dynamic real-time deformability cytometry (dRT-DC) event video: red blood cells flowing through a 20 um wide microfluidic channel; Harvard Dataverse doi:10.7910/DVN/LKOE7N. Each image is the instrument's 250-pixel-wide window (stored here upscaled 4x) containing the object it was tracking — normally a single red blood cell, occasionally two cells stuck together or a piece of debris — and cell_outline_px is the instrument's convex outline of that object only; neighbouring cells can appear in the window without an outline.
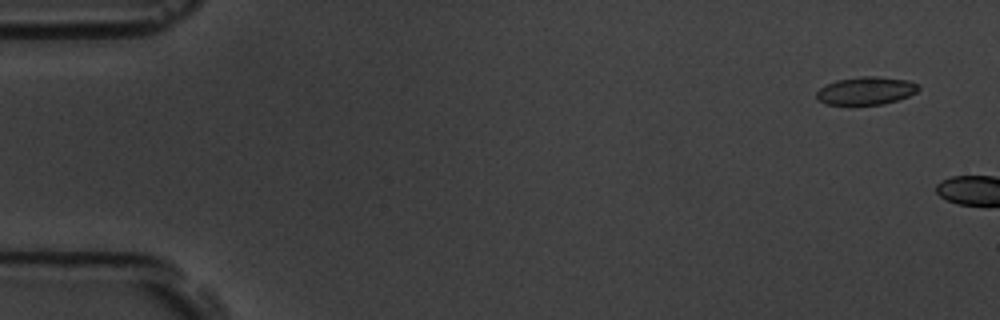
{"species": "common noctule bat (a hibernating species)", "species_latin": "Nyctalus noctula", "temperature_condition": "room temperature", "stored_images_in_passage": 2, "camera_frame_rate_fps": 3000, "um_per_image_px": 0.085, "animal": {"sex": "male", "body_mass_g": 19.5, "forearm_length_mm": 54.6}, "frame": {"image": 1, "passage_image": 1, "time_ms": 0.0, "image_size_px": [1000, 320], "cell_outline_px": [[920, 88], [916, 92], [908, 96], [884, 104], [824, 104], [816, 100], [816, 92], [820, 88], [836, 80], [860, 76], [876, 76], [908, 80], [916, 84]], "centroid_in_image_um": [73.58, 7.71], "position_along_channel_um": 11.4, "area_um2": 16.47}}